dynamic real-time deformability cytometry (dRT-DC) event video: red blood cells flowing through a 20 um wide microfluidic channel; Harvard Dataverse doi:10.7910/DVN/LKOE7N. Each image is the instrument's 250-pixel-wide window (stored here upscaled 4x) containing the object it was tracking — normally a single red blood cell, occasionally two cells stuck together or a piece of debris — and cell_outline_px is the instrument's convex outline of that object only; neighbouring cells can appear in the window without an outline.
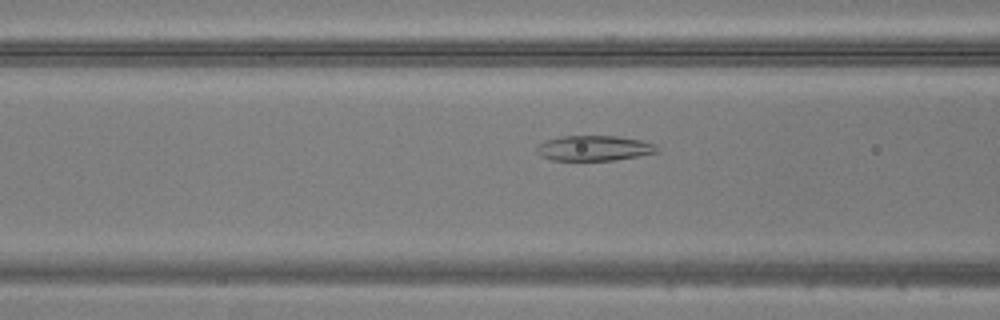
{"species": "common noctule bat (a hibernating species)", "species_latin": "Nyctalus noctula", "temperature_condition": "warm", "stored_images_in_passage": 16, "camera_frame_rate_fps": 3000, "um_per_image_px": 0.085, "animal": {"sex": "male", "body_mass_g": 20.5, "forearm_length_mm": 52.5}, "frame": {"image": 1, "passage_image": 4, "time_ms": 1.0, "image_size_px": [1000, 320], "cell_outline_px": [[660, 152], [612, 160], [552, 160], [540, 156], [536, 148], [544, 140], [560, 136], [616, 136], [640, 140], [656, 144]], "centroid_in_image_um": [50.49, 12.59], "position_along_channel_um": 116.1, "area_um2": 17.63}}
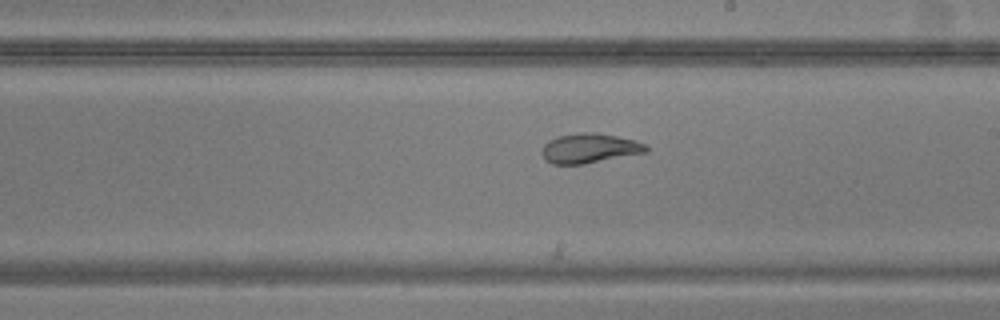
{"frame": {"image": 2, "passage_image": 13, "time_ms": 4.0, "image_size_px": [1000, 320], "cell_outline_px": [[648, 152], [584, 164], [552, 164], [544, 160], [544, 144], [548, 140], [560, 136], [580, 132], [596, 132], [636, 140], [644, 144], [648, 148]], "centroid_in_image_um": [50.13, 12.6], "position_along_channel_um": 238.9, "area_um2": 17.92}}